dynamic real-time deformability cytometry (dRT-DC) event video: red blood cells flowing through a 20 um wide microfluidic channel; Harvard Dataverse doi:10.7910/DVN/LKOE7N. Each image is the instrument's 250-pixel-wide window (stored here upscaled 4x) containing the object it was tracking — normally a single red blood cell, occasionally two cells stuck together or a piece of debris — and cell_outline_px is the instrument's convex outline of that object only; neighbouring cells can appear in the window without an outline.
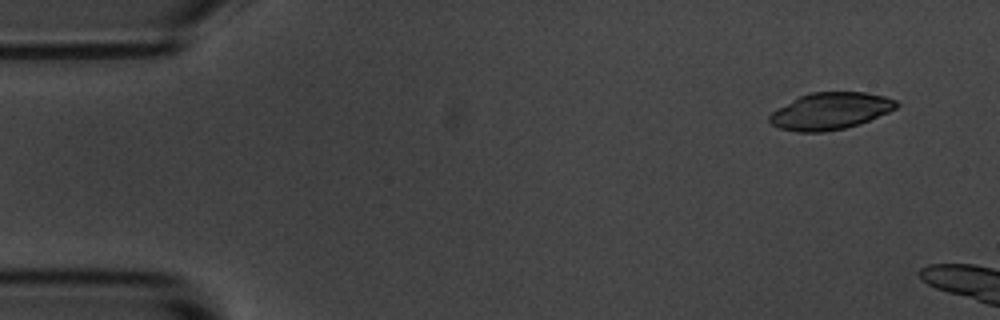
{"species": "common noctule bat (a hibernating species)", "species_latin": "Nyctalus noctula", "temperature_condition": "room temperature", "stored_images_in_passage": 5, "camera_frame_rate_fps": 3000, "um_per_image_px": 0.085, "animal": {"sex": "male", "body_mass_g": 20.1, "forearm_length_mm": 53.5}, "frame": {"image": 1, "passage_image": 2, "time_ms": 1.0, "image_size_px": [1000, 320], "cell_outline_px": [[900, 104], [896, 108], [888, 112], [860, 124], [844, 128], [824, 132], [796, 132], [780, 128], [772, 124], [768, 120], [768, 116], [772, 112], [800, 96], [812, 92], [868, 92], [884, 96], [896, 100]], "centroid_in_image_um": [70.6, 9.44], "position_along_channel_um": 14.4, "area_um2": 27.17}}